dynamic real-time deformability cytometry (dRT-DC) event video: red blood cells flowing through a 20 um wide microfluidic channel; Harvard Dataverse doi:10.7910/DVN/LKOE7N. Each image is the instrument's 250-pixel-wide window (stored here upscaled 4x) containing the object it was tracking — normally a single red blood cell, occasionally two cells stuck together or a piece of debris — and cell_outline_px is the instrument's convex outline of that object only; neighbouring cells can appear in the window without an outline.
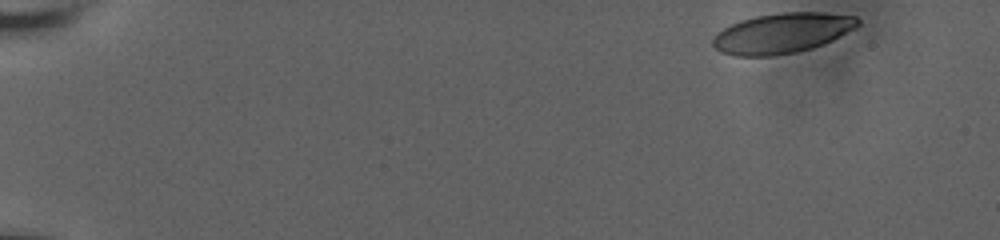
{"species": "human", "species_latin": "Homo sapiens", "temperature_condition": "room temperature", "stored_images_in_passage": 54, "camera_frame_rate_fps": 3000, "um_per_image_px": 0.085, "donor": {"sex": "male"}, "frame": {"image": 1, "passage_image": 1, "time_ms": 0.0, "image_size_px": [1000, 240], "cell_outline_px": [[860, 24], [856, 28], [824, 44], [812, 48], [796, 52], [772, 56], [732, 56], [720, 52], [712, 44], [712, 40], [716, 32], [740, 20], [756, 16], [784, 12], [820, 12], [856, 16], [860, 20]], "centroid_in_image_um": [66.48, 2.82], "position_along_channel_um": 18.5, "area_um2": 34.1}}
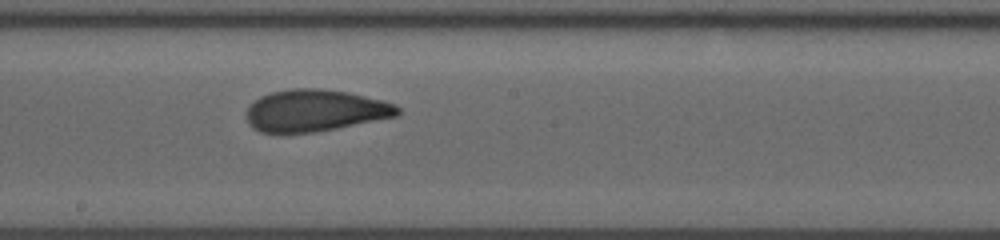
{"frame": {"image": 2, "passage_image": 30, "time_ms": 9.667, "image_size_px": [1000, 240], "cell_outline_px": [[400, 112], [396, 116], [316, 132], [260, 132], [252, 128], [248, 124], [248, 108], [260, 96], [272, 92], [292, 88], [320, 88], [348, 92], [384, 100], [396, 104], [400, 108]], "centroid_in_image_um": [26.81, 9.38], "position_along_channel_um": 221.4, "area_um2": 36.65}}
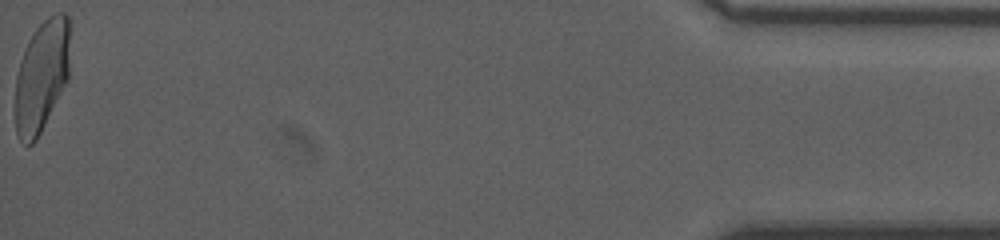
{"frame": {"image": 3, "passage_image": 54, "time_ms": 17.667, "image_size_px": [1000, 240], "cell_outline_px": [[68, 80], [36, 140], [32, 144], [24, 144], [20, 140], [16, 132], [16, 76], [20, 60], [28, 40], [36, 28], [48, 16], [56, 12], [64, 12], [68, 16]], "centroid_in_image_um": [3.53, 6.45], "position_along_channel_um": 431.7, "area_um2": 35.26}, "authors_computed_cell_mechanics": {"area_um2": 36.3851, "velocity_mm_per_s": 3.7105, "shape_relaxation_time_tau1_ms": 9.3051, "shape_relaxation_time_tau2_ms": 1.3456, "deformation_change_tau1": 0.2469, "deformation_change_tau2": 0.0703}}